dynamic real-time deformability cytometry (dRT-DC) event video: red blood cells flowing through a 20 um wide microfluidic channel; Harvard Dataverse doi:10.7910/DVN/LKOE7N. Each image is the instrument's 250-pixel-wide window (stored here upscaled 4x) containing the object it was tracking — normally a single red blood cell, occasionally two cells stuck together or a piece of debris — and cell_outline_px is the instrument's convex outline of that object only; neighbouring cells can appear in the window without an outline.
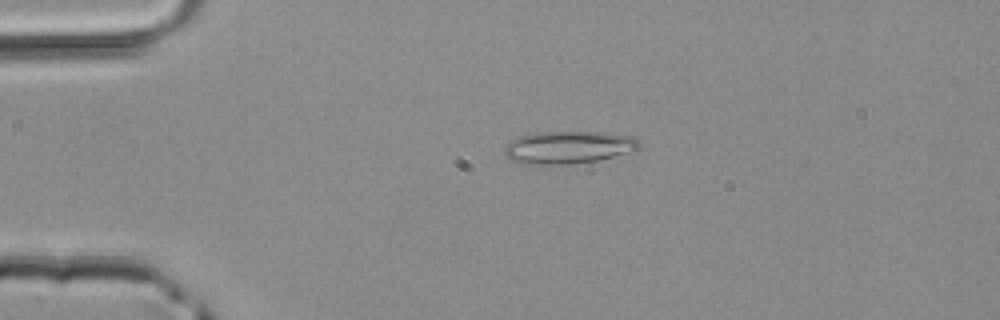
{"species": "common noctule bat (a hibernating species)", "species_latin": "Nyctalus noctula", "temperature_condition": "room temperature", "stored_images_in_passage": 37, "camera_frame_rate_fps": 3000, "um_per_image_px": 0.085, "animal": {"sex": "male", "body_mass_g": 20.4}, "frame": {"image": 1, "passage_image": 1, "time_ms": 0.0, "image_size_px": [1000, 320], "cell_outline_px": [[640, 148], [636, 152], [596, 160], [568, 164], [528, 164], [512, 160], [504, 152], [504, 144], [520, 136], [536, 132], [604, 132], [632, 136], [640, 144]], "centroid_in_image_um": [48.35, 12.51], "position_along_channel_um": 36.7, "area_um2": 25.61}}
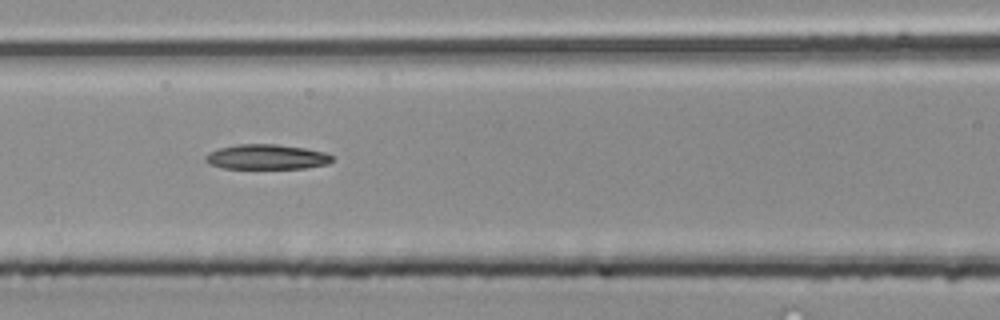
{"frame": {"image": 2, "passage_image": 11, "time_ms": 3.333, "image_size_px": [1000, 320], "cell_outline_px": [[332, 160], [328, 164], [304, 168], [224, 168], [208, 164], [204, 160], [204, 156], [208, 152], [216, 148], [236, 144], [276, 144], [304, 148], [324, 152], [332, 156]], "centroid_in_image_um": [22.59, 13.33], "position_along_channel_um": 144.0, "area_um2": 18.5}}
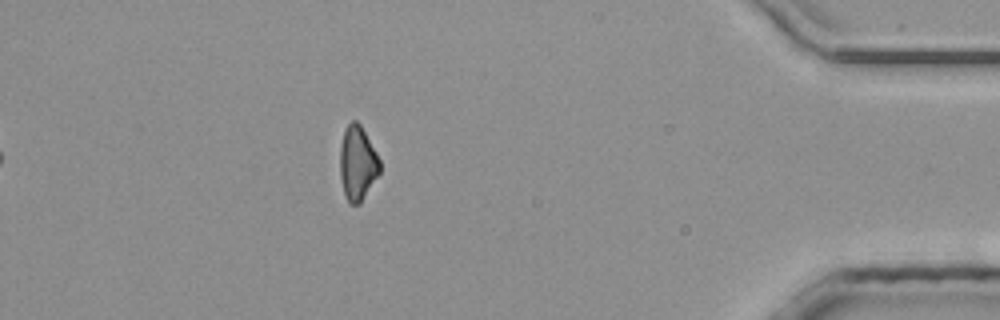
{"frame": {"image": 3, "passage_image": 32, "time_ms": 10.333, "image_size_px": [1000, 320], "cell_outline_px": [[380, 172], [360, 204], [352, 204], [344, 196], [340, 176], [340, 148], [344, 128], [352, 120], [356, 120], [360, 124], [376, 152], [380, 160]], "centroid_in_image_um": [30.38, 13.87], "position_along_channel_um": 404.8, "area_um2": 17.28}}